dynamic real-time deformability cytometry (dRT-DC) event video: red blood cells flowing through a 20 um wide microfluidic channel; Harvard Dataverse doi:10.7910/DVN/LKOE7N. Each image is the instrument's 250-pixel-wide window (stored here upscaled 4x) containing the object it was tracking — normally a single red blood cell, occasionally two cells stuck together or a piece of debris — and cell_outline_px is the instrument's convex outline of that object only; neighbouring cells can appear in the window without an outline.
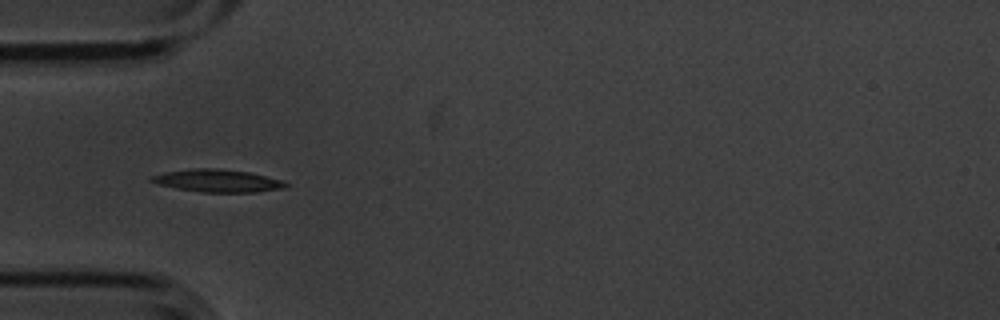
{"species": "common noctule bat (a hibernating species)", "species_latin": "Nyctalus noctula", "temperature_condition": "cold", "stored_images_in_passage": 11, "camera_frame_rate_fps": 3000, "um_per_image_px": 0.085, "animal": {"sex": "male", "body_mass_g": 20.1, "forearm_length_mm": 53.5}, "frame": {"image": 1, "passage_image": 5, "time_ms": 1.333, "image_size_px": [1000, 320], "cell_outline_px": [[288, 188], [256, 192], [200, 192], [176, 188], [160, 184], [148, 180], [152, 176], [164, 172], [192, 168], [216, 168], [248, 172], [284, 180], [288, 184]], "centroid_in_image_um": [18.54, 15.36], "position_along_channel_um": 66.5, "area_um2": 17.74}}
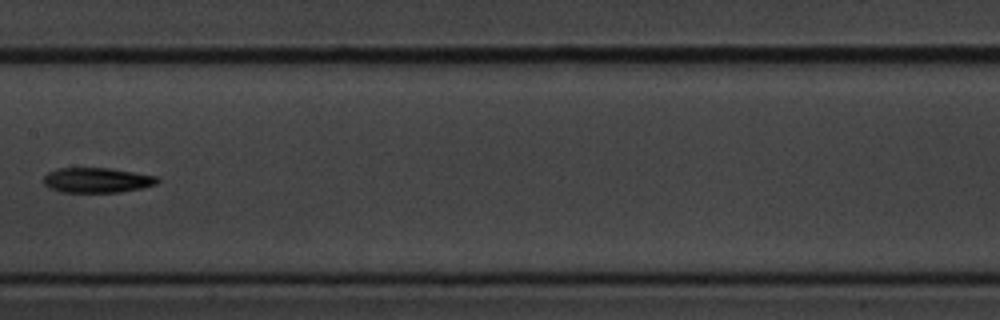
{"frame": {"image": 2, "passage_image": 8, "time_ms": 2.333, "image_size_px": [1000, 320], "cell_outline_px": [[160, 180], [156, 184], [140, 188], [120, 192], [60, 192], [48, 188], [44, 184], [44, 176], [48, 172], [56, 168], [112, 168], [156, 176]], "centroid_in_image_um": [8.21, 15.31], "position_along_channel_um": 199.2, "area_um2": 16.65}}
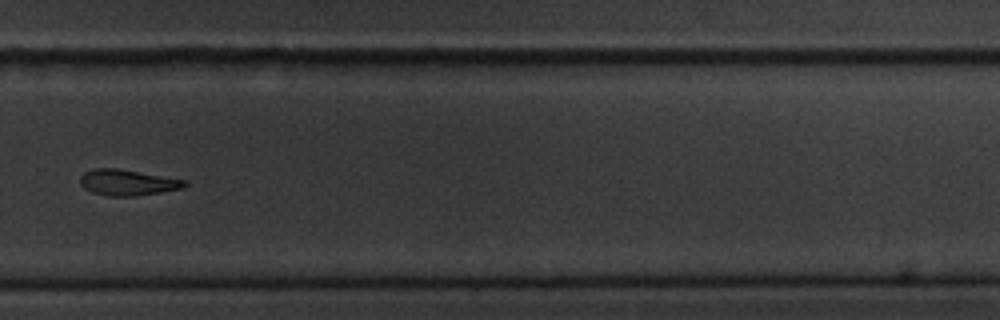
{"frame": {"image": 3, "passage_image": 11, "time_ms": 3.333, "image_size_px": [1000, 320], "cell_outline_px": [[188, 184], [184, 188], [160, 192], [132, 196], [108, 196], [92, 192], [84, 188], [80, 184], [80, 176], [84, 172], [96, 168], [116, 168], [188, 180]], "centroid_in_image_um": [10.85, 15.51], "position_along_channel_um": 318.9, "area_um2": 15.78}}